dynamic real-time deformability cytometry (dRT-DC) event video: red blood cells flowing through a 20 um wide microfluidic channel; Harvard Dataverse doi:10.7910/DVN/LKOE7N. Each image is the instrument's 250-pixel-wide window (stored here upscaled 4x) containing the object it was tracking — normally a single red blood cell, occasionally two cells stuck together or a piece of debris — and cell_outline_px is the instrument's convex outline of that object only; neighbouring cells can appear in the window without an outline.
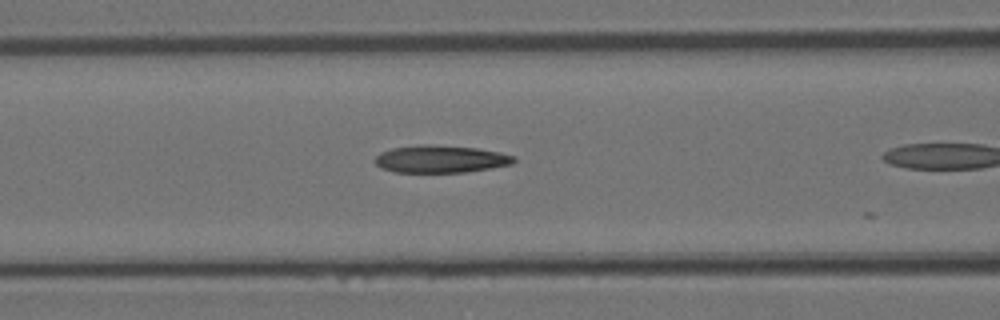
{"species": "Egyptian fruit bat (a non-hibernating species)", "species_latin": "Rousettus aegyptiacus", "temperature_condition": "room temperature", "stored_images_in_passage": 8, "camera_frame_rate_fps": 3000, "um_per_image_px": 0.085, "animal": {"sex": "female"}, "frame": {"image": 1, "passage_image": 7, "time_ms": 2.0, "image_size_px": [1000, 320], "cell_outline_px": [[516, 160], [512, 164], [468, 172], [396, 172], [380, 168], [372, 160], [380, 152], [392, 148], [420, 144], [428, 144], [476, 148], [500, 152], [516, 156]], "centroid_in_image_um": [37.43, 13.51], "position_along_channel_um": 129.2, "area_um2": 22.37}}